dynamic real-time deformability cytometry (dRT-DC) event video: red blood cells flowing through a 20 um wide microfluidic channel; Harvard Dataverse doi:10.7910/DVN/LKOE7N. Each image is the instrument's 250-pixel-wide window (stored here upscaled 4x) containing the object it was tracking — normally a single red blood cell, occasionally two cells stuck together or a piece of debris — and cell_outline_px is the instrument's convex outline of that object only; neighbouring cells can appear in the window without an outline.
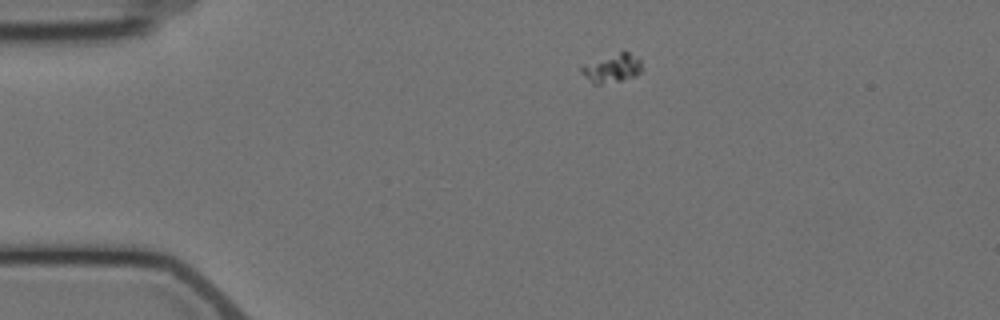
{"species": "Egyptian fruit bat (a non-hibernating species)", "species_latin": "Rousettus aegyptiacus", "temperature_condition": "cold", "stored_images_in_passage": 9, "camera_frame_rate_fps": 3000, "um_per_image_px": 0.085, "animal": {"sex": "female"}, "frame": {"image": 1, "passage_image": 2, "time_ms": 1.0, "image_size_px": [1000, 320], "cell_outline_px": [[640, 72], [636, 76], [620, 80], [600, 84], [592, 84], [580, 72], [580, 64], [620, 52], [628, 52], [640, 60]], "centroid_in_image_um": [51.95, 5.8], "position_along_channel_um": 33.1, "area_um2": 10.0}}
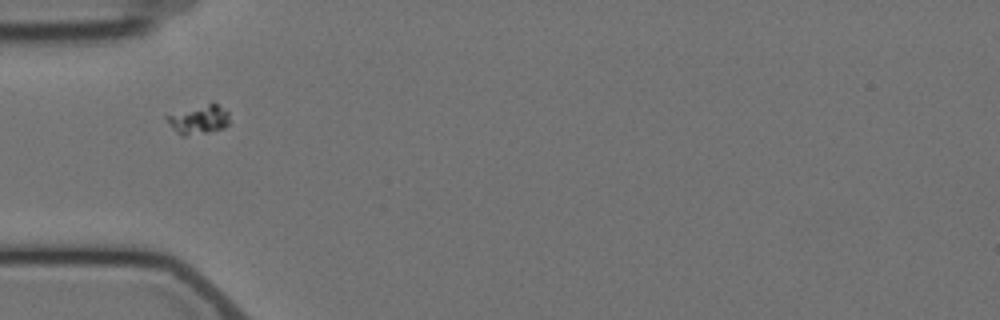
{"frame": {"image": 2, "passage_image": 4, "time_ms": 3.333, "image_size_px": [1000, 320], "cell_outline_px": [[228, 124], [224, 128], [208, 132], [184, 136], [180, 136], [172, 128], [164, 116], [208, 104], [216, 104], [228, 112]], "centroid_in_image_um": [16.88, 10.2], "position_along_channel_um": 68.1, "area_um2": 10.17}}
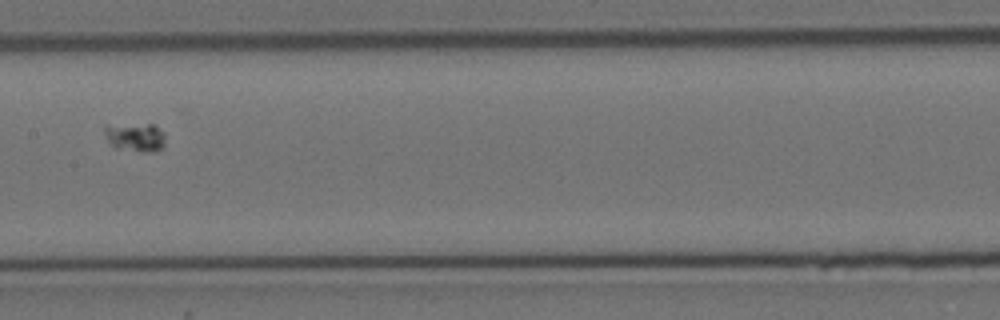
{"frame": {"image": 3, "passage_image": 7, "time_ms": 7.0, "image_size_px": [1000, 320], "cell_outline_px": [[164, 148], [152, 152], [148, 152], [116, 148], [108, 140], [104, 132], [104, 124], [156, 124], [164, 132]], "centroid_in_image_um": [11.52, 11.63], "position_along_channel_um": 195.9, "area_um2": 10.35}}